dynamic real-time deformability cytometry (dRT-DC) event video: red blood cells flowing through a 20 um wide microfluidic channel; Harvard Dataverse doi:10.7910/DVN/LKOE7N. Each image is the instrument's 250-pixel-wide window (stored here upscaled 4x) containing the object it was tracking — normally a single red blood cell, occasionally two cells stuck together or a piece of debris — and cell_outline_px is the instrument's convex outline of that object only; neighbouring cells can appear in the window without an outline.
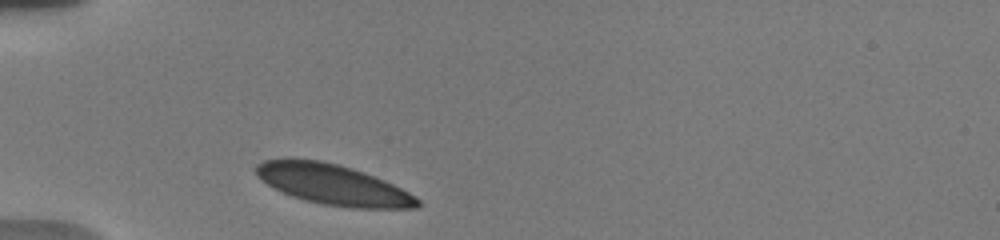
{"species": "human", "species_latin": "Homo sapiens", "temperature_condition": "warm", "stored_images_in_passage": 21, "camera_frame_rate_fps": 3000, "um_per_image_px": 0.085, "donor": {"sex": "male"}, "frame": {"image": 1, "passage_image": 1, "time_ms": 0.0, "image_size_px": [1000, 240], "cell_outline_px": [[420, 204], [416, 208], [352, 208], [324, 204], [304, 200], [292, 196], [260, 180], [256, 176], [256, 164], [264, 160], [320, 160], [352, 168], [364, 172], [384, 180], [416, 196], [420, 200]], "centroid_in_image_um": [28.33, 15.7], "position_along_channel_um": 56.7, "area_um2": 37.4}}
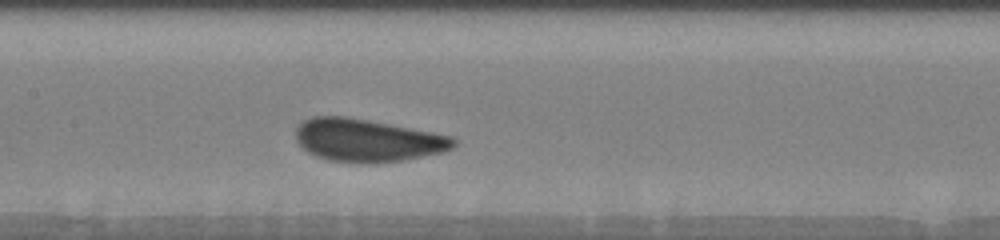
{"frame": {"image": 2, "passage_image": 7, "time_ms": 3.667, "image_size_px": [1000, 240], "cell_outline_px": [[456, 144], [452, 148], [444, 152], [404, 160], [368, 164], [360, 164], [328, 160], [316, 156], [308, 152], [296, 140], [296, 128], [304, 120], [312, 116], [344, 116], [368, 120], [448, 136], [456, 140]], "centroid_in_image_um": [31.18, 11.95], "position_along_channel_um": 176.2, "area_um2": 39.07}}
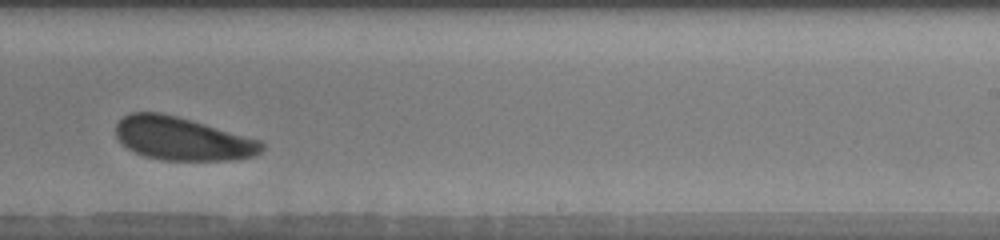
{"frame": {"image": 3, "passage_image": 14, "time_ms": 6.333, "image_size_px": [1000, 240], "cell_outline_px": [[264, 148], [256, 156], [236, 160], [160, 160], [144, 156], [128, 148], [116, 136], [116, 124], [128, 112], [160, 112], [192, 120], [260, 140], [264, 144]], "centroid_in_image_um": [15.52, 11.79], "position_along_channel_um": 273.5, "area_um2": 36.7}, "authors_computed_cell_mechanics": {"area_um2": 37.5122, "velocity_mm_per_s": 3.6609, "shape_relaxation_time_tau1_ms": 1.7643, "shape_relaxation_time_tau2_ms": null, "deformation_change_tau1": 0.0543, "deformation_change_tau2": null}}